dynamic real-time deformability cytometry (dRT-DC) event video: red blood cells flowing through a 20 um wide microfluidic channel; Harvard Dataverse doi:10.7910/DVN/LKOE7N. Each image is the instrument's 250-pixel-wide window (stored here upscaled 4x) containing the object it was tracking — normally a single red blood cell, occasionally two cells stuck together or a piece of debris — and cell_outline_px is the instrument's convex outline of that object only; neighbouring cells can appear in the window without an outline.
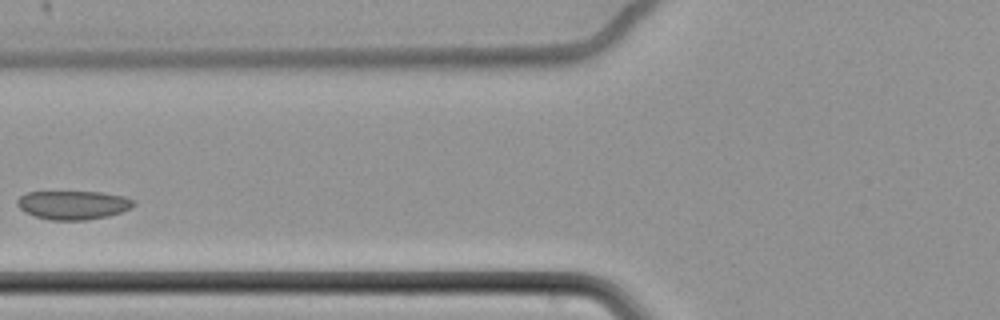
{"species": "common noctule bat (a hibernating species)", "species_latin": "Nyctalus noctula", "temperature_condition": "cold", "stored_images_in_passage": 4, "camera_frame_rate_fps": 3000, "um_per_image_px": 0.085, "animal": {"sex": "female", "body_mass_g": 22.7, "forearm_length_mm": 54.2}, "frame": {"image": 1, "passage_image": 4, "time_ms": 1.0, "image_size_px": [1000, 320], "cell_outline_px": [[136, 204], [132, 208], [108, 216], [84, 220], [52, 220], [36, 216], [24, 212], [16, 204], [16, 200], [20, 196], [28, 192], [100, 192], [124, 196], [136, 200]], "centroid_in_image_um": [6.24, 17.42], "position_along_channel_um": 119.6, "area_um2": 19.54}}